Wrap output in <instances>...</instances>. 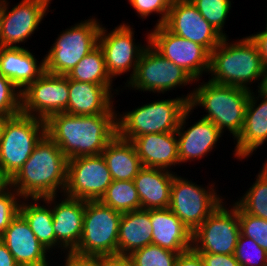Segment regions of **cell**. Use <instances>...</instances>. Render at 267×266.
<instances>
[{"mask_svg":"<svg viewBox=\"0 0 267 266\" xmlns=\"http://www.w3.org/2000/svg\"><path fill=\"white\" fill-rule=\"evenodd\" d=\"M117 113L88 116L57 113L46 121V134L69 159L101 155L117 135Z\"/></svg>","mask_w":267,"mask_h":266,"instance_id":"6da1fadb","label":"cell"},{"mask_svg":"<svg viewBox=\"0 0 267 266\" xmlns=\"http://www.w3.org/2000/svg\"><path fill=\"white\" fill-rule=\"evenodd\" d=\"M68 158L45 134L28 160L11 179V187L22 198H45L64 193ZM60 190V191H59Z\"/></svg>","mask_w":267,"mask_h":266,"instance_id":"7a4b0ae2","label":"cell"},{"mask_svg":"<svg viewBox=\"0 0 267 266\" xmlns=\"http://www.w3.org/2000/svg\"><path fill=\"white\" fill-rule=\"evenodd\" d=\"M266 69L257 45L249 36L235 42L224 37L210 53L208 78L216 84L248 90H253L251 84L258 82V90Z\"/></svg>","mask_w":267,"mask_h":266,"instance_id":"3957f363","label":"cell"},{"mask_svg":"<svg viewBox=\"0 0 267 266\" xmlns=\"http://www.w3.org/2000/svg\"><path fill=\"white\" fill-rule=\"evenodd\" d=\"M121 217V212L100 201H86L82 236L67 263L90 264L98 259L118 257Z\"/></svg>","mask_w":267,"mask_h":266,"instance_id":"277c9868","label":"cell"},{"mask_svg":"<svg viewBox=\"0 0 267 266\" xmlns=\"http://www.w3.org/2000/svg\"><path fill=\"white\" fill-rule=\"evenodd\" d=\"M197 82L199 84L192 90L189 107L192 110L203 107L207 114L202 115V118L214 123L222 133L229 131L235 140L243 128L250 90L220 85L209 80L202 81L203 83L196 80L195 83Z\"/></svg>","mask_w":267,"mask_h":266,"instance_id":"5b68a950","label":"cell"},{"mask_svg":"<svg viewBox=\"0 0 267 266\" xmlns=\"http://www.w3.org/2000/svg\"><path fill=\"white\" fill-rule=\"evenodd\" d=\"M193 91L185 95L156 100L116 114L117 135L132 141L150 133L175 132L184 111L189 107Z\"/></svg>","mask_w":267,"mask_h":266,"instance_id":"8992f818","label":"cell"},{"mask_svg":"<svg viewBox=\"0 0 267 266\" xmlns=\"http://www.w3.org/2000/svg\"><path fill=\"white\" fill-rule=\"evenodd\" d=\"M101 25L97 18L91 17L61 31L44 56L45 72L67 75L98 46Z\"/></svg>","mask_w":267,"mask_h":266,"instance_id":"52a82bcc","label":"cell"},{"mask_svg":"<svg viewBox=\"0 0 267 266\" xmlns=\"http://www.w3.org/2000/svg\"><path fill=\"white\" fill-rule=\"evenodd\" d=\"M46 134L45 121L22 113L10 117L0 140V166L12 179Z\"/></svg>","mask_w":267,"mask_h":266,"instance_id":"ba28073f","label":"cell"},{"mask_svg":"<svg viewBox=\"0 0 267 266\" xmlns=\"http://www.w3.org/2000/svg\"><path fill=\"white\" fill-rule=\"evenodd\" d=\"M177 172L171 186L169 209L193 233L224 199L212 183L204 187ZM215 188V189H214Z\"/></svg>","mask_w":267,"mask_h":266,"instance_id":"9c48e42d","label":"cell"},{"mask_svg":"<svg viewBox=\"0 0 267 266\" xmlns=\"http://www.w3.org/2000/svg\"><path fill=\"white\" fill-rule=\"evenodd\" d=\"M195 81L182 67L163 57L148 44L140 57L134 76L125 83V88L164 95L167 91L191 85Z\"/></svg>","mask_w":267,"mask_h":266,"instance_id":"30bf717a","label":"cell"},{"mask_svg":"<svg viewBox=\"0 0 267 266\" xmlns=\"http://www.w3.org/2000/svg\"><path fill=\"white\" fill-rule=\"evenodd\" d=\"M217 207L192 233V248L198 253L234 254L240 235L238 204ZM225 205V206H224Z\"/></svg>","mask_w":267,"mask_h":266,"instance_id":"8fae6325","label":"cell"},{"mask_svg":"<svg viewBox=\"0 0 267 266\" xmlns=\"http://www.w3.org/2000/svg\"><path fill=\"white\" fill-rule=\"evenodd\" d=\"M124 22L109 32L102 24L98 45L103 51L106 69L111 78L114 80L131 72L128 82L134 76L140 57L149 44V32L146 33V44L135 43L134 28Z\"/></svg>","mask_w":267,"mask_h":266,"instance_id":"7c38bea8","label":"cell"},{"mask_svg":"<svg viewBox=\"0 0 267 266\" xmlns=\"http://www.w3.org/2000/svg\"><path fill=\"white\" fill-rule=\"evenodd\" d=\"M69 79L44 72L21 92V113L46 121L67 110Z\"/></svg>","mask_w":267,"mask_h":266,"instance_id":"4fadbf2b","label":"cell"},{"mask_svg":"<svg viewBox=\"0 0 267 266\" xmlns=\"http://www.w3.org/2000/svg\"><path fill=\"white\" fill-rule=\"evenodd\" d=\"M149 44L195 80H200L205 72L208 75L210 52L204 46L173 34L164 25L149 30Z\"/></svg>","mask_w":267,"mask_h":266,"instance_id":"5bb4252c","label":"cell"},{"mask_svg":"<svg viewBox=\"0 0 267 266\" xmlns=\"http://www.w3.org/2000/svg\"><path fill=\"white\" fill-rule=\"evenodd\" d=\"M113 182L103 155L68 160L64 195L85 201H99Z\"/></svg>","mask_w":267,"mask_h":266,"instance_id":"9a60e30c","label":"cell"},{"mask_svg":"<svg viewBox=\"0 0 267 266\" xmlns=\"http://www.w3.org/2000/svg\"><path fill=\"white\" fill-rule=\"evenodd\" d=\"M52 0H21L12 9L3 0L0 47H20L33 36L49 12Z\"/></svg>","mask_w":267,"mask_h":266,"instance_id":"2e32d148","label":"cell"},{"mask_svg":"<svg viewBox=\"0 0 267 266\" xmlns=\"http://www.w3.org/2000/svg\"><path fill=\"white\" fill-rule=\"evenodd\" d=\"M164 26L173 34L204 46L210 53L224 38L189 0H173Z\"/></svg>","mask_w":267,"mask_h":266,"instance_id":"e0dca14e","label":"cell"},{"mask_svg":"<svg viewBox=\"0 0 267 266\" xmlns=\"http://www.w3.org/2000/svg\"><path fill=\"white\" fill-rule=\"evenodd\" d=\"M60 196V200L57 199L59 195L51 196V210L56 248L66 253L64 263H67L69 254L78 246L82 236L86 201L64 194Z\"/></svg>","mask_w":267,"mask_h":266,"instance_id":"ac0fdd59","label":"cell"},{"mask_svg":"<svg viewBox=\"0 0 267 266\" xmlns=\"http://www.w3.org/2000/svg\"><path fill=\"white\" fill-rule=\"evenodd\" d=\"M192 112L194 110L191 107L184 111L176 130L180 165L193 160L199 161L200 158L201 160L204 159L213 151L214 147L216 149V144L223 136V133L214 123L202 117L186 128V124H188L186 121Z\"/></svg>","mask_w":267,"mask_h":266,"instance_id":"d6986e66","label":"cell"},{"mask_svg":"<svg viewBox=\"0 0 267 266\" xmlns=\"http://www.w3.org/2000/svg\"><path fill=\"white\" fill-rule=\"evenodd\" d=\"M0 240L19 266H51L48 260L51 256L47 255L49 251L42 246L20 213L10 222Z\"/></svg>","mask_w":267,"mask_h":266,"instance_id":"ffe728a7","label":"cell"},{"mask_svg":"<svg viewBox=\"0 0 267 266\" xmlns=\"http://www.w3.org/2000/svg\"><path fill=\"white\" fill-rule=\"evenodd\" d=\"M234 142L233 157L238 161L250 157L267 142V97L258 90H250L243 128Z\"/></svg>","mask_w":267,"mask_h":266,"instance_id":"44dd1931","label":"cell"},{"mask_svg":"<svg viewBox=\"0 0 267 266\" xmlns=\"http://www.w3.org/2000/svg\"><path fill=\"white\" fill-rule=\"evenodd\" d=\"M131 142L144 167L172 171L175 165L181 166L176 131L145 134Z\"/></svg>","mask_w":267,"mask_h":266,"instance_id":"7402d4cb","label":"cell"},{"mask_svg":"<svg viewBox=\"0 0 267 266\" xmlns=\"http://www.w3.org/2000/svg\"><path fill=\"white\" fill-rule=\"evenodd\" d=\"M45 72V57L39 62L29 48L0 47V74L22 92Z\"/></svg>","mask_w":267,"mask_h":266,"instance_id":"603a6c76","label":"cell"},{"mask_svg":"<svg viewBox=\"0 0 267 266\" xmlns=\"http://www.w3.org/2000/svg\"><path fill=\"white\" fill-rule=\"evenodd\" d=\"M114 95L103 85L69 79V99L65 113L71 115H96L117 113Z\"/></svg>","mask_w":267,"mask_h":266,"instance_id":"cb8c5ba5","label":"cell"},{"mask_svg":"<svg viewBox=\"0 0 267 266\" xmlns=\"http://www.w3.org/2000/svg\"><path fill=\"white\" fill-rule=\"evenodd\" d=\"M152 244L182 253L192 248V233L169 208L150 209Z\"/></svg>","mask_w":267,"mask_h":266,"instance_id":"d4e9b609","label":"cell"},{"mask_svg":"<svg viewBox=\"0 0 267 266\" xmlns=\"http://www.w3.org/2000/svg\"><path fill=\"white\" fill-rule=\"evenodd\" d=\"M175 173L166 169L144 166L140 169L133 181L140 198L141 209L169 207Z\"/></svg>","mask_w":267,"mask_h":266,"instance_id":"484cf974","label":"cell"},{"mask_svg":"<svg viewBox=\"0 0 267 266\" xmlns=\"http://www.w3.org/2000/svg\"><path fill=\"white\" fill-rule=\"evenodd\" d=\"M152 229L150 209L122 213L118 233V257H127L133 251L152 244Z\"/></svg>","mask_w":267,"mask_h":266,"instance_id":"4316f807","label":"cell"},{"mask_svg":"<svg viewBox=\"0 0 267 266\" xmlns=\"http://www.w3.org/2000/svg\"><path fill=\"white\" fill-rule=\"evenodd\" d=\"M41 202H43V205ZM19 213L28 222L31 230L42 246L48 250L50 254L53 252L52 249L56 250L51 196L45 198H22Z\"/></svg>","mask_w":267,"mask_h":266,"instance_id":"83f0119b","label":"cell"},{"mask_svg":"<svg viewBox=\"0 0 267 266\" xmlns=\"http://www.w3.org/2000/svg\"><path fill=\"white\" fill-rule=\"evenodd\" d=\"M113 180H134L143 167L133 143L116 135L102 152Z\"/></svg>","mask_w":267,"mask_h":266,"instance_id":"f1b7e54d","label":"cell"},{"mask_svg":"<svg viewBox=\"0 0 267 266\" xmlns=\"http://www.w3.org/2000/svg\"><path fill=\"white\" fill-rule=\"evenodd\" d=\"M66 76L68 79H73L79 82L103 85L113 95H119L118 92L120 90L118 88H113L114 85L112 84L115 80H113L107 72L104 54L99 45L84 56Z\"/></svg>","mask_w":267,"mask_h":266,"instance_id":"f546056e","label":"cell"},{"mask_svg":"<svg viewBox=\"0 0 267 266\" xmlns=\"http://www.w3.org/2000/svg\"><path fill=\"white\" fill-rule=\"evenodd\" d=\"M99 201L121 213L141 209L140 198L133 180H113Z\"/></svg>","mask_w":267,"mask_h":266,"instance_id":"4dcf8cb0","label":"cell"},{"mask_svg":"<svg viewBox=\"0 0 267 266\" xmlns=\"http://www.w3.org/2000/svg\"><path fill=\"white\" fill-rule=\"evenodd\" d=\"M236 203L248 214L267 220V165L263 163L253 185Z\"/></svg>","mask_w":267,"mask_h":266,"instance_id":"1f68e13d","label":"cell"},{"mask_svg":"<svg viewBox=\"0 0 267 266\" xmlns=\"http://www.w3.org/2000/svg\"><path fill=\"white\" fill-rule=\"evenodd\" d=\"M179 253L149 244L133 251L126 258L132 266H175Z\"/></svg>","mask_w":267,"mask_h":266,"instance_id":"d6a6232c","label":"cell"},{"mask_svg":"<svg viewBox=\"0 0 267 266\" xmlns=\"http://www.w3.org/2000/svg\"><path fill=\"white\" fill-rule=\"evenodd\" d=\"M204 19L223 37H228L224 29L228 15L231 13V0H189Z\"/></svg>","mask_w":267,"mask_h":266,"instance_id":"836d02e7","label":"cell"},{"mask_svg":"<svg viewBox=\"0 0 267 266\" xmlns=\"http://www.w3.org/2000/svg\"><path fill=\"white\" fill-rule=\"evenodd\" d=\"M234 255L240 266H267V252L254 240L241 234Z\"/></svg>","mask_w":267,"mask_h":266,"instance_id":"e575fe53","label":"cell"},{"mask_svg":"<svg viewBox=\"0 0 267 266\" xmlns=\"http://www.w3.org/2000/svg\"><path fill=\"white\" fill-rule=\"evenodd\" d=\"M240 234L251 238L267 252V220L246 213L238 205Z\"/></svg>","mask_w":267,"mask_h":266,"instance_id":"d590c367","label":"cell"},{"mask_svg":"<svg viewBox=\"0 0 267 266\" xmlns=\"http://www.w3.org/2000/svg\"><path fill=\"white\" fill-rule=\"evenodd\" d=\"M21 113V91L0 74V114L13 117Z\"/></svg>","mask_w":267,"mask_h":266,"instance_id":"8d00e7d4","label":"cell"},{"mask_svg":"<svg viewBox=\"0 0 267 266\" xmlns=\"http://www.w3.org/2000/svg\"><path fill=\"white\" fill-rule=\"evenodd\" d=\"M142 20L151 14L159 15L155 26L164 25L173 0H127Z\"/></svg>","mask_w":267,"mask_h":266,"instance_id":"74e56055","label":"cell"},{"mask_svg":"<svg viewBox=\"0 0 267 266\" xmlns=\"http://www.w3.org/2000/svg\"><path fill=\"white\" fill-rule=\"evenodd\" d=\"M22 197L10 187L0 194V236L19 214Z\"/></svg>","mask_w":267,"mask_h":266,"instance_id":"f35d334b","label":"cell"},{"mask_svg":"<svg viewBox=\"0 0 267 266\" xmlns=\"http://www.w3.org/2000/svg\"><path fill=\"white\" fill-rule=\"evenodd\" d=\"M204 266H240L234 254L199 253Z\"/></svg>","mask_w":267,"mask_h":266,"instance_id":"ab89813d","label":"cell"},{"mask_svg":"<svg viewBox=\"0 0 267 266\" xmlns=\"http://www.w3.org/2000/svg\"><path fill=\"white\" fill-rule=\"evenodd\" d=\"M175 266H204L202 258L193 248L179 253Z\"/></svg>","mask_w":267,"mask_h":266,"instance_id":"60d3db41","label":"cell"},{"mask_svg":"<svg viewBox=\"0 0 267 266\" xmlns=\"http://www.w3.org/2000/svg\"><path fill=\"white\" fill-rule=\"evenodd\" d=\"M249 37L257 45L259 54L262 57L265 67L267 68V27H265L263 31L249 35Z\"/></svg>","mask_w":267,"mask_h":266,"instance_id":"b9f144b4","label":"cell"},{"mask_svg":"<svg viewBox=\"0 0 267 266\" xmlns=\"http://www.w3.org/2000/svg\"><path fill=\"white\" fill-rule=\"evenodd\" d=\"M90 266H132L126 257H112L98 259L89 264Z\"/></svg>","mask_w":267,"mask_h":266,"instance_id":"7bdbcfd3","label":"cell"},{"mask_svg":"<svg viewBox=\"0 0 267 266\" xmlns=\"http://www.w3.org/2000/svg\"><path fill=\"white\" fill-rule=\"evenodd\" d=\"M0 266H19L7 246L0 240Z\"/></svg>","mask_w":267,"mask_h":266,"instance_id":"ee69618b","label":"cell"},{"mask_svg":"<svg viewBox=\"0 0 267 266\" xmlns=\"http://www.w3.org/2000/svg\"><path fill=\"white\" fill-rule=\"evenodd\" d=\"M11 187V179L4 173L0 166V194Z\"/></svg>","mask_w":267,"mask_h":266,"instance_id":"f6af8a7d","label":"cell"},{"mask_svg":"<svg viewBox=\"0 0 267 266\" xmlns=\"http://www.w3.org/2000/svg\"><path fill=\"white\" fill-rule=\"evenodd\" d=\"M258 91L267 97V69H266L265 74L261 80V85H260Z\"/></svg>","mask_w":267,"mask_h":266,"instance_id":"bcb514c9","label":"cell"},{"mask_svg":"<svg viewBox=\"0 0 267 266\" xmlns=\"http://www.w3.org/2000/svg\"><path fill=\"white\" fill-rule=\"evenodd\" d=\"M9 118H10L9 116H5V115L0 114V140H1V137H2V133H3V129H4L5 123Z\"/></svg>","mask_w":267,"mask_h":266,"instance_id":"7dc6e473","label":"cell"},{"mask_svg":"<svg viewBox=\"0 0 267 266\" xmlns=\"http://www.w3.org/2000/svg\"><path fill=\"white\" fill-rule=\"evenodd\" d=\"M2 8H3V0H0V34H1V27H2Z\"/></svg>","mask_w":267,"mask_h":266,"instance_id":"c3c4849f","label":"cell"},{"mask_svg":"<svg viewBox=\"0 0 267 266\" xmlns=\"http://www.w3.org/2000/svg\"><path fill=\"white\" fill-rule=\"evenodd\" d=\"M66 266H90L89 264L64 263Z\"/></svg>","mask_w":267,"mask_h":266,"instance_id":"681fc988","label":"cell"}]
</instances>
